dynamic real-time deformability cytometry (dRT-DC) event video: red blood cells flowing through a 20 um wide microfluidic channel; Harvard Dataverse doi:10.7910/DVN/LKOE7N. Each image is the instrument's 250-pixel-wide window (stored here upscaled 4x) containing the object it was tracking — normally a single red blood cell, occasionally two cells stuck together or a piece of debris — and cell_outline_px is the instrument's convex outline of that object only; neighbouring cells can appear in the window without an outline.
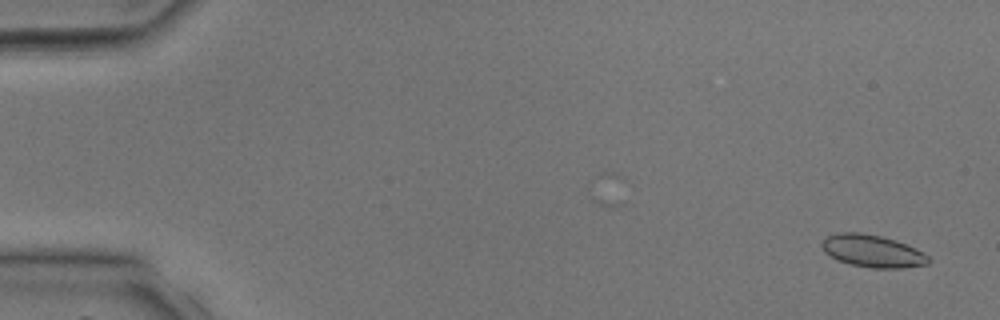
{"species": "common noctule bat (a hibernating species)", "species_latin": "Nyctalus noctula", "temperature_condition": "room temperature", "stored_images_in_passage": 12, "camera_frame_rate_fps": 3000, "um_per_image_px": 0.085, "animal": {"sex": "male", "body_mass_g": 17.9, "forearm_length_mm": 54.2}, "frame": {"image": 1, "passage_image": 1, "time_ms": 0.0, "image_size_px": [1000, 320], "cell_outline_px": [[932, 260], [928, 264], [904, 268], [872, 268], [852, 264], [836, 260], [824, 252], [820, 244], [824, 236], [836, 232], [860, 232], [880, 236], [896, 240], [916, 248], [924, 252]], "centroid_in_image_um": [74.14, 21.33], "position_along_channel_um": 10.9, "area_um2": 20.46}}
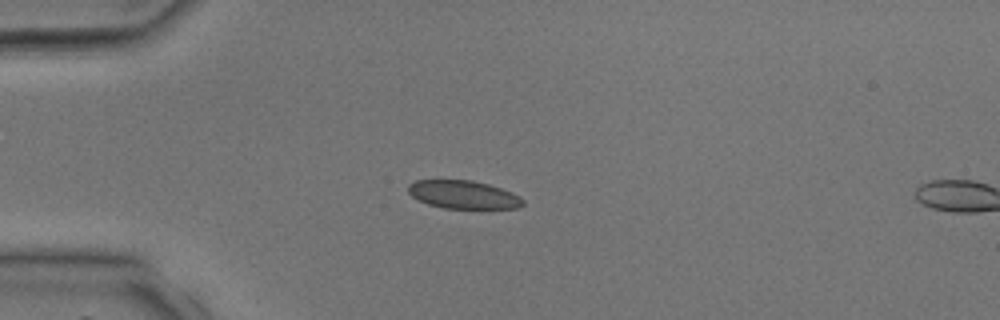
{"frame": {"image": 2, "passage_image": 10, "time_ms": 3.0, "image_size_px": [1000, 320], "cell_outline_px": [[524, 204], [516, 208], [444, 208], [428, 204], [412, 196], [408, 192], [408, 184], [416, 180], [472, 180], [488, 184], [512, 192], [520, 196], [524, 200]], "centroid_in_image_um": [39.39, 16.53], "position_along_channel_um": 45.6, "area_um2": 18.73}}